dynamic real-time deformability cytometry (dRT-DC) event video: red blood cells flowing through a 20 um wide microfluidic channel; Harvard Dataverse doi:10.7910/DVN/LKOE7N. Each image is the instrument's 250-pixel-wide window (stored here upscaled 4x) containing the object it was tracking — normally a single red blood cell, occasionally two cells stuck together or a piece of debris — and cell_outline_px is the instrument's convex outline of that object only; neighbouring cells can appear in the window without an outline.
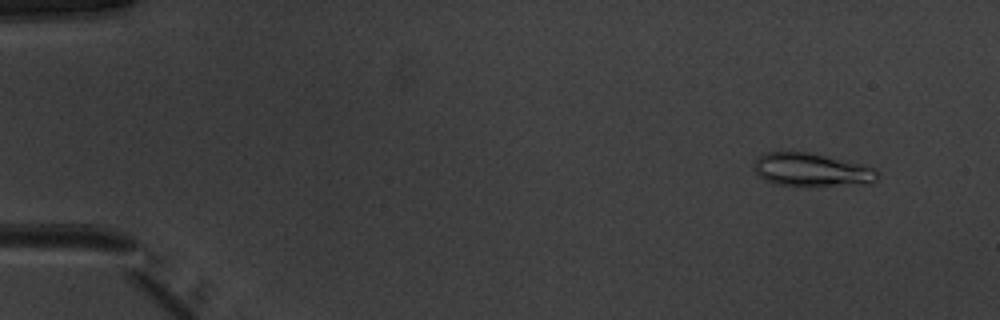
{"species": "common noctule bat (a hibernating species)", "species_latin": "Nyctalus noctula", "temperature_condition": "warm", "stored_images_in_passage": 52, "camera_frame_rate_fps": 3000, "um_per_image_px": 0.085, "animal": {"sex": "male", "body_mass_g": 20.1, "forearm_length_mm": 53.5}, "frame": {"image": 1, "passage_image": 5, "time_ms": 1.333, "image_size_px": [1000, 320], "cell_outline_px": [[880, 176], [872, 184], [808, 188], [800, 188], [772, 184], [764, 180], [756, 172], [756, 160], [764, 152], [792, 148], [860, 164], [876, 168], [880, 172]], "centroid_in_image_um": [69.0, 14.46], "position_along_channel_um": 16.0, "area_um2": 25.49}}
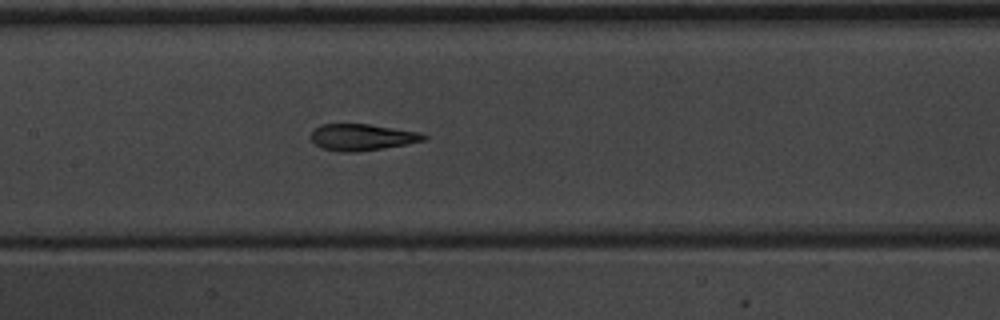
{"frame": {"image": 2, "passage_image": 26, "time_ms": 8.333, "image_size_px": [1000, 320], "cell_outline_px": [[428, 136], [424, 140], [408, 144], [384, 148], [356, 152], [340, 152], [320, 148], [308, 136], [320, 124], [368, 124], [420, 132]], "centroid_in_image_um": [30.75, 11.67], "position_along_channel_um": 176.6, "area_um2": 17.51}}
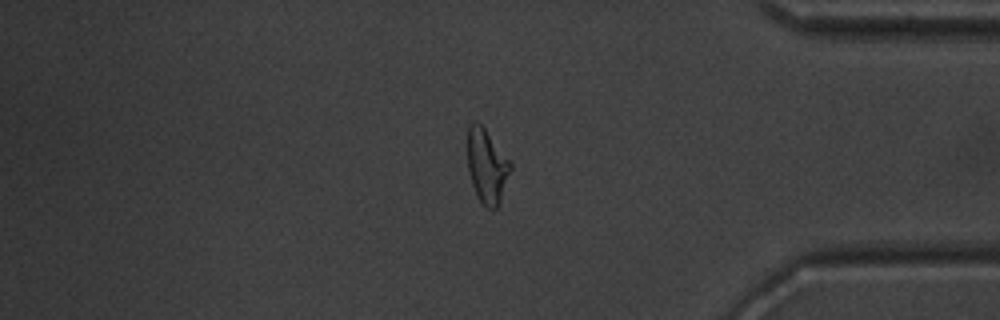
{"frame": {"image": 3, "passage_image": 44, "time_ms": 14.333, "image_size_px": [1000, 320], "cell_outline_px": [[512, 168], [500, 200], [496, 208], [488, 208], [476, 196], [472, 184], [468, 168], [468, 124], [472, 120], [480, 124], [484, 128], [512, 164]], "centroid_in_image_um": [41.37, 14.1], "position_along_channel_um": 393.8, "area_um2": 18.21}, "authors_computed_cell_mechanics": {"area_um2": 18.6983, "velocity_mm_per_s": 3.9832, "shape_relaxation_time_tau1_ms": 4.8919, "shape_relaxation_time_tau2_ms": 1.6782, "deformation_change_tau1": 0.1762, "deformation_change_tau2": 0.0967}}